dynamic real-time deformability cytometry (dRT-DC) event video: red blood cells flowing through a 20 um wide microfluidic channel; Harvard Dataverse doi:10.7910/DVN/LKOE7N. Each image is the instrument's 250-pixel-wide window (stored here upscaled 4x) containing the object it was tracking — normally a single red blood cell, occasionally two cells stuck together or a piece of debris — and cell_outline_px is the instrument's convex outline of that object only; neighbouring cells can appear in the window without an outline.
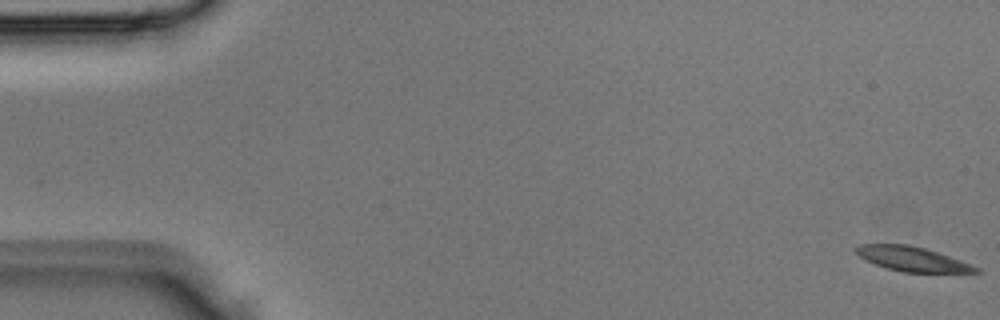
{"species": "Egyptian fruit bat (a non-hibernating species)", "species_latin": "Rousettus aegyptiacus", "temperature_condition": "room temperature", "stored_images_in_passage": 3, "camera_frame_rate_fps": 3000, "um_per_image_px": 0.085, "animal": {"sex": "male"}, "frame": {"image": 1, "passage_image": 1, "time_ms": 0.0, "image_size_px": [1000, 320], "cell_outline_px": [[984, 272], [904, 272], [888, 268], [864, 260], [856, 252], [856, 248], [860, 244], [908, 244], [924, 248], [960, 260], [980, 268]], "centroid_in_image_um": [77.54, 22.01], "position_along_channel_um": 7.5, "area_um2": 16.82}}
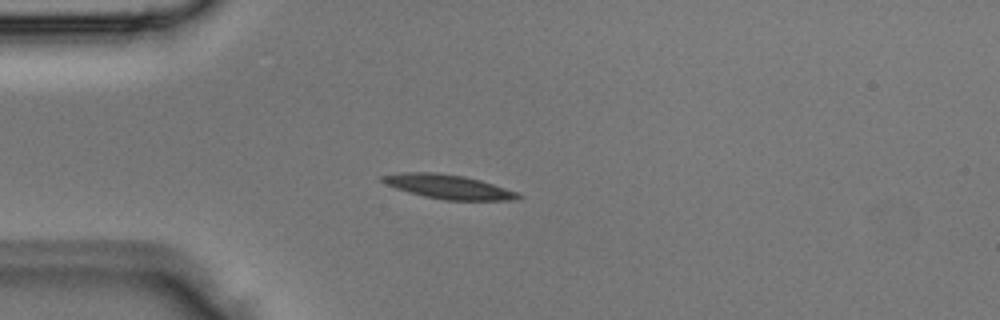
{"frame": {"image": 2, "passage_image": 3, "time_ms": 0.667, "image_size_px": [1000, 320], "cell_outline_px": [[524, 196], [516, 200], [444, 200], [424, 196], [408, 192], [384, 184], [380, 180], [380, 176], [400, 172], [436, 172], [464, 176], [480, 180], [516, 192]], "centroid_in_image_um": [38.06, 15.87], "position_along_channel_um": 46.9, "area_um2": 19.13}}